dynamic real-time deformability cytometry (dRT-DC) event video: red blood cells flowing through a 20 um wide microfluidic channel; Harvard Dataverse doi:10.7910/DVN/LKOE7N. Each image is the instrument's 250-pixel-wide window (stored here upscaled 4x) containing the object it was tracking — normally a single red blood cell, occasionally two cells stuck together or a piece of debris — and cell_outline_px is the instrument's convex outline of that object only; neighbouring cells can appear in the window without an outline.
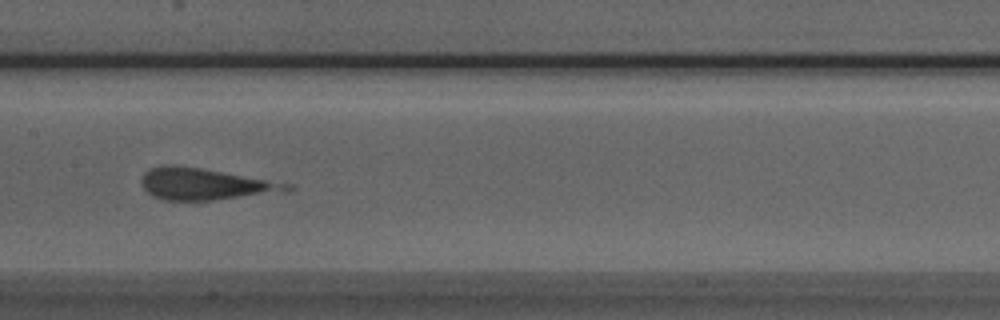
{"species": "Egyptian fruit bat (a non-hibernating species)", "species_latin": "Rousettus aegyptiacus", "temperature_condition": "room temperature", "stored_images_in_passage": 13, "camera_frame_rate_fps": 3000, "um_per_image_px": 0.085, "animal": {"sex": "male"}, "frame": {"image": 1, "passage_image": 6, "time_ms": 1.667, "image_size_px": [1000, 320], "cell_outline_px": [[296, 188], [212, 200], [164, 200], [152, 196], [140, 184], [140, 180], [144, 172], [148, 168], [164, 164], [172, 164], [200, 168], [292, 184]], "centroid_in_image_um": [17.24, 15.62], "position_along_channel_um": 190.2, "area_um2": 26.13}}
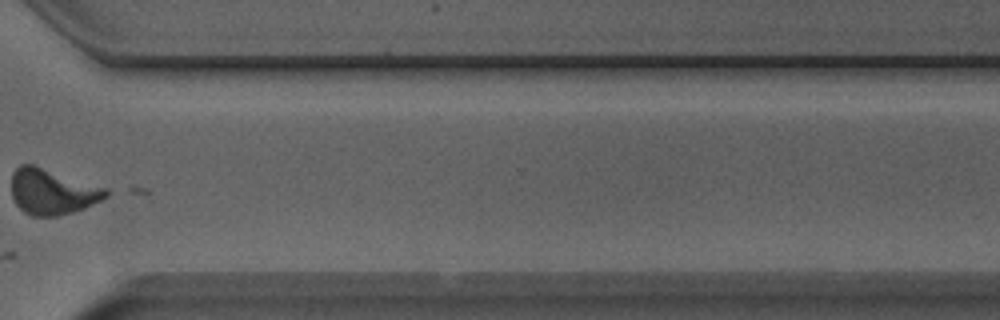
{"frame": {"image": 2, "passage_image": 10, "time_ms": 3.0, "image_size_px": [1000, 320], "cell_outline_px": [[116, 192], [84, 208], [72, 212], [56, 216], [32, 216], [24, 212], [12, 200], [12, 172], [20, 164], [32, 164], [108, 188]], "centroid_in_image_um": [4.47, 16.29], "position_along_channel_um": 366.1, "area_um2": 25.32}}
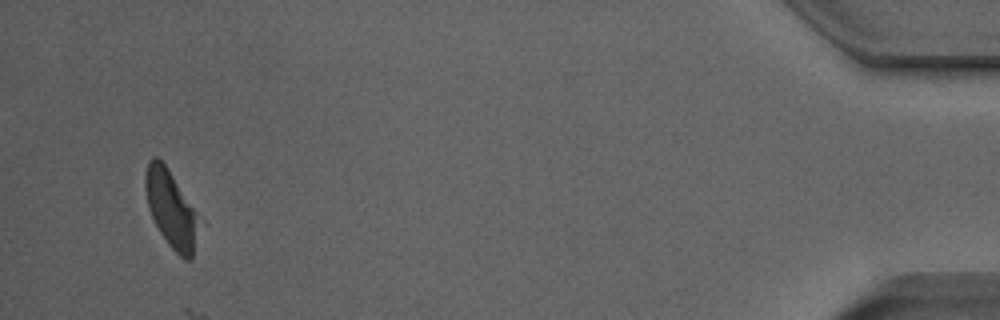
{"frame": {"image": 3, "passage_image": 13, "time_ms": 4.0, "image_size_px": [1000, 320], "cell_outline_px": [[200, 224], [192, 260], [184, 260], [168, 244], [160, 232], [148, 208], [144, 188], [144, 172], [148, 160], [156, 156], [168, 168], [196, 212], [200, 220]], "centroid_in_image_um": [14.53, 17.77], "position_along_channel_um": 420.7, "area_um2": 24.04}}